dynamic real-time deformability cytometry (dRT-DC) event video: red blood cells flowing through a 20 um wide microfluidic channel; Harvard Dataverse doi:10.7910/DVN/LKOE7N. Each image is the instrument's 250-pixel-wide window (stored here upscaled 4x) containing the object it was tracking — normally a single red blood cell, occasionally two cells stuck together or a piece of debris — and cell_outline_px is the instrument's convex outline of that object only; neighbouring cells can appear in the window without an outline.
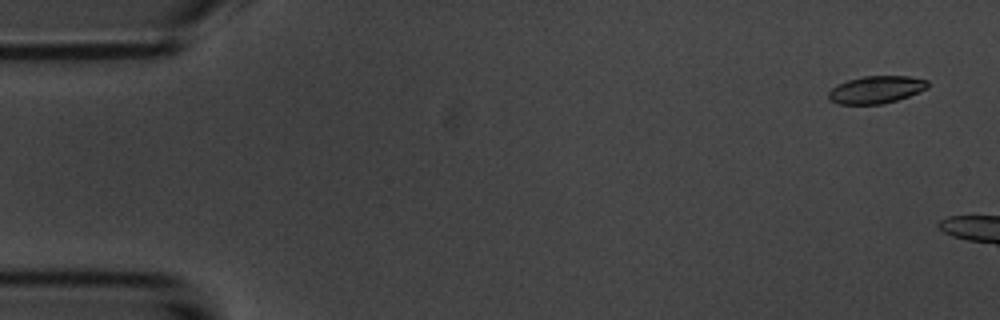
{"species": "common noctule bat (a hibernating species)", "species_latin": "Nyctalus noctula", "temperature_condition": "room temperature", "stored_images_in_passage": 5, "camera_frame_rate_fps": 3000, "um_per_image_px": 0.085, "animal": {"sex": "male", "body_mass_g": 20.1, "forearm_length_mm": 53.5}, "frame": {"image": 1, "passage_image": 1, "time_ms": 0.0, "image_size_px": [1000, 320], "cell_outline_px": [[928, 88], [908, 96], [884, 104], [840, 104], [828, 100], [828, 92], [836, 84], [848, 80], [864, 76], [908, 76], [928, 80]], "centroid_in_image_um": [74.45, 7.62], "position_along_channel_um": 10.6, "area_um2": 15.9}}